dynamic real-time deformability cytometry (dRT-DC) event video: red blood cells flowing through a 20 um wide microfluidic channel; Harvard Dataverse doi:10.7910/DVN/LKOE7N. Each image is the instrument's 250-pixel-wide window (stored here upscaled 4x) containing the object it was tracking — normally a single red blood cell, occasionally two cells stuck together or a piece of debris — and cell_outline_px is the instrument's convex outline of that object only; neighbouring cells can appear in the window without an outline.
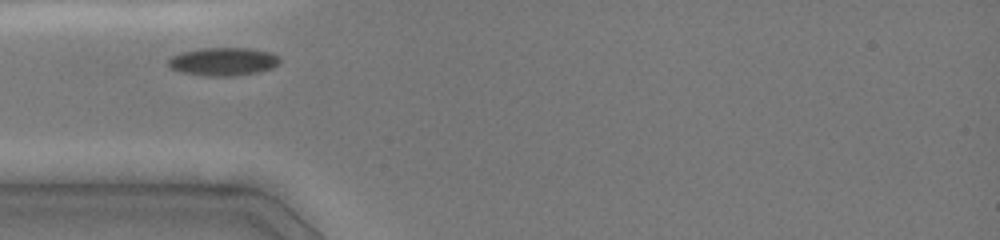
{"species": "common noctule bat (a hibernating species)", "species_latin": "Nyctalus noctula", "temperature_condition": "cold", "stored_images_in_passage": 52, "camera_frame_rate_fps": 3000, "um_per_image_px": 0.085, "animal": {"sex": "female", "body_mass_g": 19.0, "forearm_length_mm": 51.5}, "frame": {"image": 1, "passage_image": 1, "time_ms": 0.0, "image_size_px": [1000, 240], "cell_outline_px": [[280, 60], [272, 68], [256, 72], [232, 76], [204, 76], [184, 72], [172, 68], [168, 64], [168, 60], [172, 56], [184, 52], [204, 48], [248, 48], [272, 52], [280, 56]], "centroid_in_image_um": [19.01, 5.23], "position_along_channel_um": 66.0, "area_um2": 18.03}}
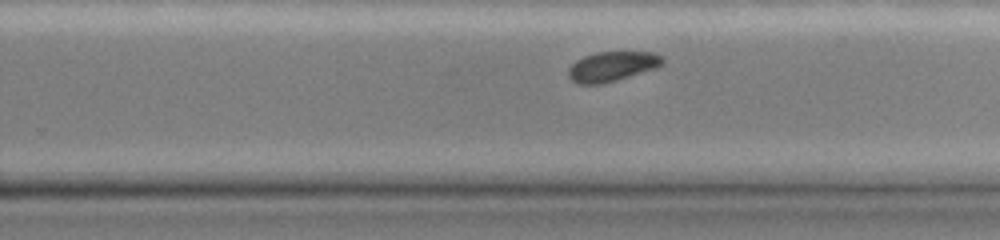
{"frame": {"image": 2, "passage_image": 25, "time_ms": 5.333, "image_size_px": [1000, 240], "cell_outline_px": [[664, 64], [656, 68], [616, 80], [600, 84], [576, 84], [568, 76], [568, 68], [576, 60], [584, 56], [596, 52], [656, 52], [664, 56]], "centroid_in_image_um": [52.05, 5.63], "position_along_channel_um": 277.8, "area_um2": 16.47}}
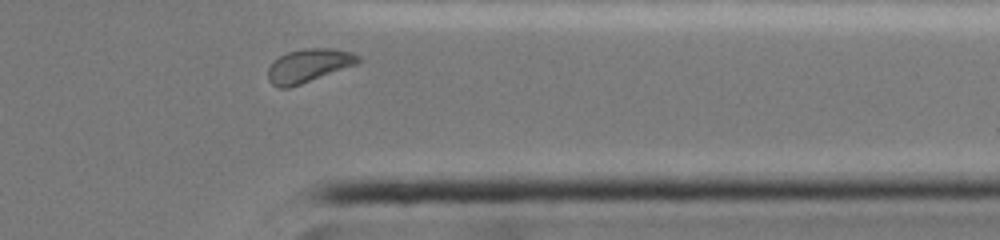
{"frame": {"image": 3, "passage_image": 44, "time_ms": 8.0, "image_size_px": [1000, 240], "cell_outline_px": [[360, 60], [356, 64], [300, 84], [288, 88], [280, 88], [272, 84], [268, 80], [268, 68], [272, 60], [288, 52], [304, 48], [332, 48], [352, 52], [360, 56]], "centroid_in_image_um": [26.2, 5.56], "position_along_channel_um": 385.2, "area_um2": 17.46}, "authors_computed_cell_mechanics": {"area_um2": 17.1955, "velocity_mm_per_s": 3.9806, "shape_relaxation_time_tau1_ms": 0.9257, "shape_relaxation_time_tau2_ms": null, "deformation_change_tau1": 0.0732, "deformation_change_tau2": null}}